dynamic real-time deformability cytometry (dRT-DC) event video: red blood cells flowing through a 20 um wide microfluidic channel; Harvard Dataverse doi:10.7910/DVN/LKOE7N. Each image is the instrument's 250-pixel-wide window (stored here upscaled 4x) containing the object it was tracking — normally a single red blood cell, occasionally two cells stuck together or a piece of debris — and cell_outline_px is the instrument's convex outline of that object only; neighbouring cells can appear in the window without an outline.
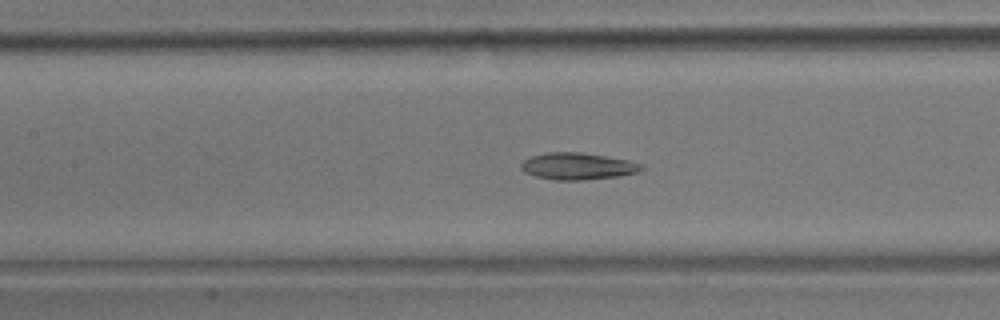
{"species": "common noctule bat (a hibernating species)", "species_latin": "Nyctalus noctula", "temperature_condition": "room temperature", "stored_images_in_passage": 42, "camera_frame_rate_fps": 3000, "um_per_image_px": 0.085, "animal": {"sex": "male", "body_mass_g": 17.9}, "frame": {"image": 1, "passage_image": 24, "time_ms": 7.667, "image_size_px": [1000, 320], "cell_outline_px": [[644, 168], [640, 172], [620, 176], [584, 180], [552, 180], [536, 176], [524, 172], [520, 168], [520, 164], [524, 160], [532, 156], [544, 152], [580, 152], [628, 160], [644, 164]], "centroid_in_image_um": [49.11, 14.13], "position_along_channel_um": 158.3, "area_um2": 19.02}}
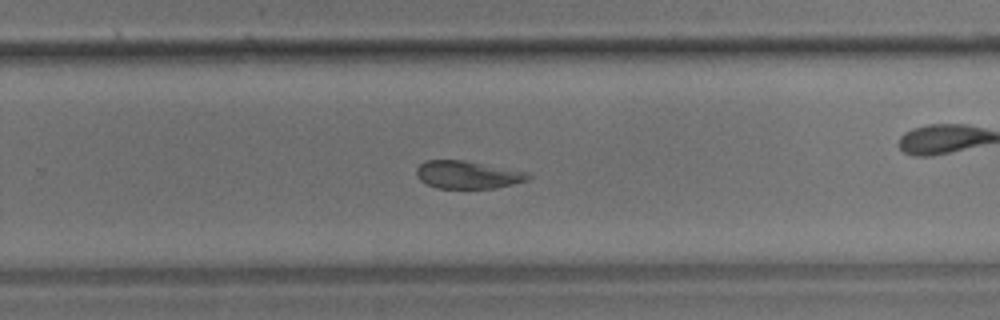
{"frame": {"image": 2, "passage_image": 35, "time_ms": 11.333, "image_size_px": [1000, 320], "cell_outline_px": [[532, 176], [528, 180], [496, 188], [436, 188], [420, 180], [416, 176], [416, 168], [424, 160], [464, 160], [528, 172]], "centroid_in_image_um": [39.74, 14.85], "position_along_channel_um": 290.1, "area_um2": 18.09}}
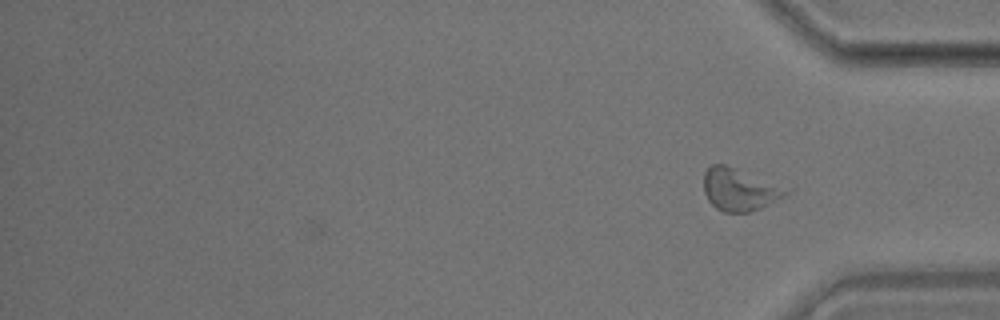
{"frame": {"image": 3, "passage_image": 42, "time_ms": 13.667, "image_size_px": [1000, 320], "cell_outline_px": [[792, 188], [784, 196], [760, 208], [748, 212], [724, 212], [716, 208], [708, 200], [704, 192], [704, 172], [712, 164], [724, 164]], "centroid_in_image_um": [62.87, 16.1], "position_along_channel_um": 372.3, "area_um2": 20.29}, "authors_computed_cell_mechanics": {"area_um2": 19.1896, "velocity_mm_per_s": 3.6114, "shape_relaxation_time_tau1_ms": null, "shape_relaxation_time_tau2_ms": 2.5676, "deformation_change_tau1": null, "deformation_change_tau2": 0.0966}}